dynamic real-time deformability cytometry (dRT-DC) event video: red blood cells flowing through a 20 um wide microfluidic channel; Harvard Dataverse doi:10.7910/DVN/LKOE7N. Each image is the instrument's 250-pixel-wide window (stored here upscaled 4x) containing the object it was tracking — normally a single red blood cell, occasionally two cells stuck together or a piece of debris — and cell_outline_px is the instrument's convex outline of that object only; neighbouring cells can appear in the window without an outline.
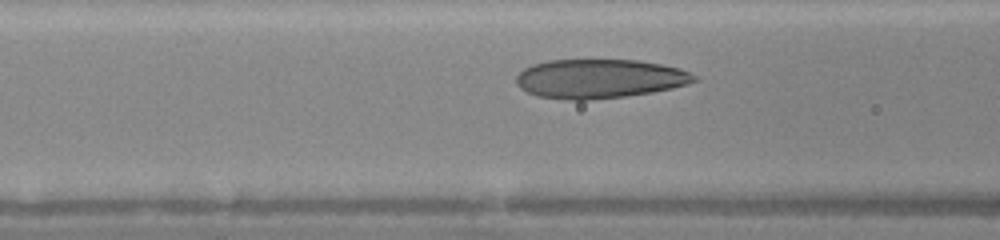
{"species": "human", "species_latin": "Homo sapiens", "temperature_condition": "warm", "stored_images_in_passage": 9, "camera_frame_rate_fps": 3000, "um_per_image_px": 0.085, "donor": {"sex": "female"}, "frame": {"image": 1, "passage_image": 4, "time_ms": 1.0, "image_size_px": [1000, 240], "cell_outline_px": [[700, 80], [688, 84], [672, 88], [652, 92], [624, 96], [588, 100], [568, 100], [536, 96], [520, 88], [516, 84], [516, 76], [524, 68], [532, 64], [548, 60], [640, 60], [680, 68], [696, 76]], "centroid_in_image_um": [50.94, 6.69], "position_along_channel_um": 115.7, "area_um2": 40.69}}
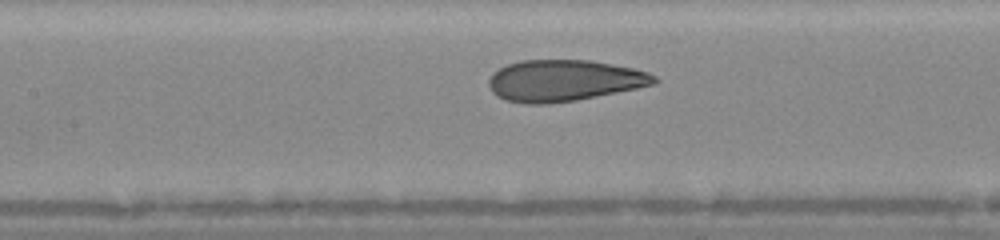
{"frame": {"image": 2, "passage_image": 7, "time_ms": 2.0, "image_size_px": [1000, 240], "cell_outline_px": [[660, 80], [656, 84], [576, 100], [548, 104], [524, 104], [504, 100], [496, 96], [492, 92], [488, 84], [488, 80], [492, 72], [508, 64], [524, 60], [588, 60], [612, 64], [632, 68], [648, 72], [656, 76]], "centroid_in_image_um": [47.92, 6.85], "position_along_channel_um": 159.5, "area_um2": 40.0}}